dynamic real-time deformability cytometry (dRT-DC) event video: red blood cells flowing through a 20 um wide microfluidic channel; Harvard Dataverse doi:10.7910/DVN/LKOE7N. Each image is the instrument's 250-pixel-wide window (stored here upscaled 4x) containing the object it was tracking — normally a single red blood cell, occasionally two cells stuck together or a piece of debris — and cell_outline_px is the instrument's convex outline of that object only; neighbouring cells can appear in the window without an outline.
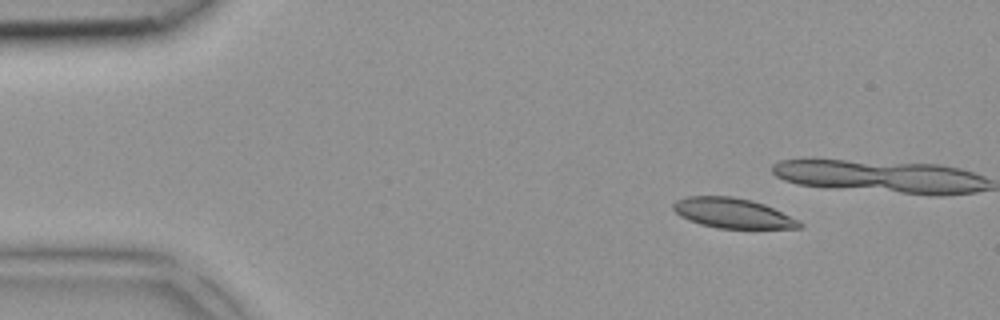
{"species": "common noctule bat (a hibernating species)", "species_latin": "Nyctalus noctula", "temperature_condition": "room temperature", "stored_images_in_passage": 4, "camera_frame_rate_fps": 3000, "um_per_image_px": 0.085, "animal": {"sex": "female", "body_mass_g": 18.4}, "frame": {"image": 1, "passage_image": 1, "time_ms": 0.0, "image_size_px": [1000, 320], "cell_outline_px": [[804, 224], [800, 228], [720, 228], [700, 224], [680, 216], [672, 208], [672, 204], [676, 200], [688, 196], [732, 196], [752, 200], [764, 204], [800, 220]], "centroid_in_image_um": [62.29, 18.11], "position_along_channel_um": 22.7, "area_um2": 22.02}}